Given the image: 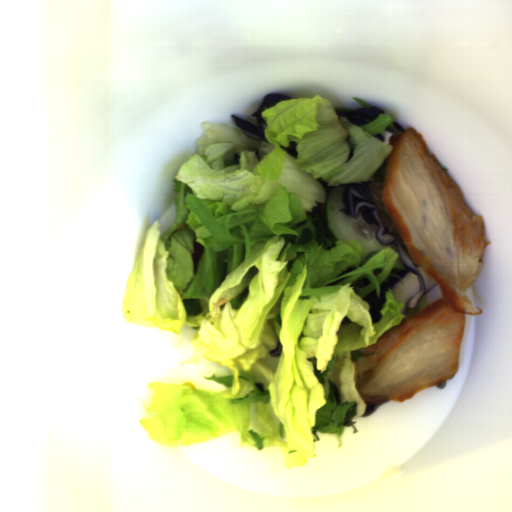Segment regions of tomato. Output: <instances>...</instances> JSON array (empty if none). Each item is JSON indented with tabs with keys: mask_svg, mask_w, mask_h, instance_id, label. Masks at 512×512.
Listing matches in <instances>:
<instances>
[{
	"mask_svg": "<svg viewBox=\"0 0 512 512\" xmlns=\"http://www.w3.org/2000/svg\"><path fill=\"white\" fill-rule=\"evenodd\" d=\"M193 250H194V253H192L193 269H194V273H197L198 263L204 253V246L195 240L193 242Z\"/></svg>",
	"mask_w": 512,
	"mask_h": 512,
	"instance_id": "1",
	"label": "tomato"
}]
</instances>
